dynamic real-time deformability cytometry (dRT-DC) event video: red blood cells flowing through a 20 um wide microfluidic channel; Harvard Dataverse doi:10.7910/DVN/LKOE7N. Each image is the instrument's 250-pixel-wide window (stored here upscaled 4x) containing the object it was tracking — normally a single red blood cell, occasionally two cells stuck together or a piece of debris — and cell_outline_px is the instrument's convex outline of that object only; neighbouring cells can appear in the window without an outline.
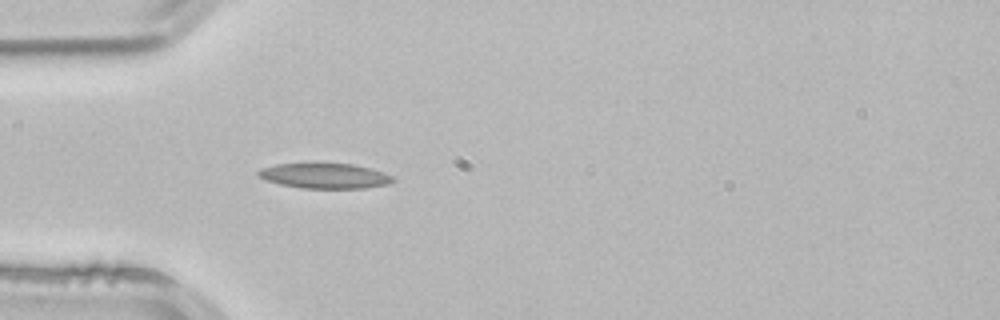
{"species": "common noctule bat (a hibernating species)", "species_latin": "Nyctalus noctula", "temperature_condition": "room temperature", "stored_images_in_passage": 3, "camera_frame_rate_fps": 3000, "um_per_image_px": 0.085, "animal": {"sex": "male", "body_mass_g": 21.5, "forearm_length_mm": 52.0}, "frame": {"image": 1, "passage_image": 3, "time_ms": 0.667, "image_size_px": [1000, 320], "cell_outline_px": [[396, 180], [388, 184], [364, 188], [300, 188], [280, 184], [264, 180], [256, 172], [260, 168], [276, 164], [352, 164], [384, 172], [392, 176]], "centroid_in_image_um": [27.59, 14.95], "position_along_channel_um": 57.4, "area_um2": 19.59}}